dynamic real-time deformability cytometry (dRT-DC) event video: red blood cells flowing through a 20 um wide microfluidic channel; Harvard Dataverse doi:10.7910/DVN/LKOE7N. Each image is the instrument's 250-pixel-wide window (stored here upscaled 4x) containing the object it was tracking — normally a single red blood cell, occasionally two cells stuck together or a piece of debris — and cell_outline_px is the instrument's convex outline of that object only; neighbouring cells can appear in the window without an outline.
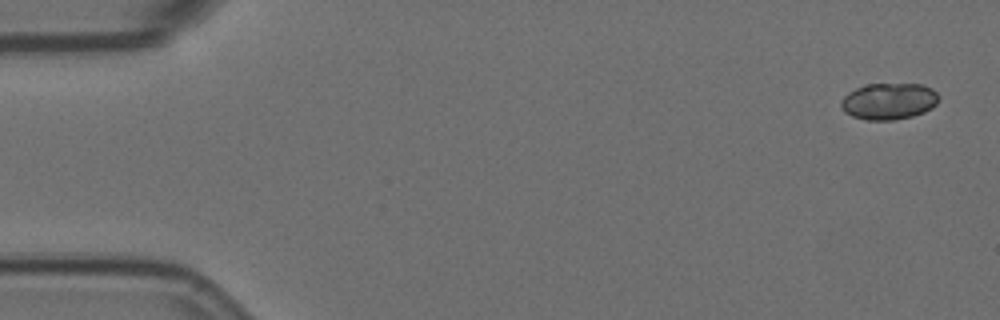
{"species": "Egyptian fruit bat (a non-hibernating species)", "species_latin": "Rousettus aegyptiacus", "temperature_condition": "room temperature", "stored_images_in_passage": 6, "segment_of_instrument_passage": [1, 2], "camera_frame_rate_fps": 3000, "um_per_image_px": 0.085, "animal": {"sex": "female"}, "frame": {"image": 1, "passage_image": 1, "time_ms": 0.0, "image_size_px": [1000, 320], "cell_outline_px": [[940, 96], [936, 104], [932, 108], [924, 112], [912, 116], [892, 120], [868, 120], [852, 116], [844, 112], [840, 108], [840, 100], [848, 92], [856, 88], [868, 84], [920, 84], [932, 88]], "centroid_in_image_um": [75.53, 8.6], "position_along_channel_um": 9.5, "area_um2": 20.92}}
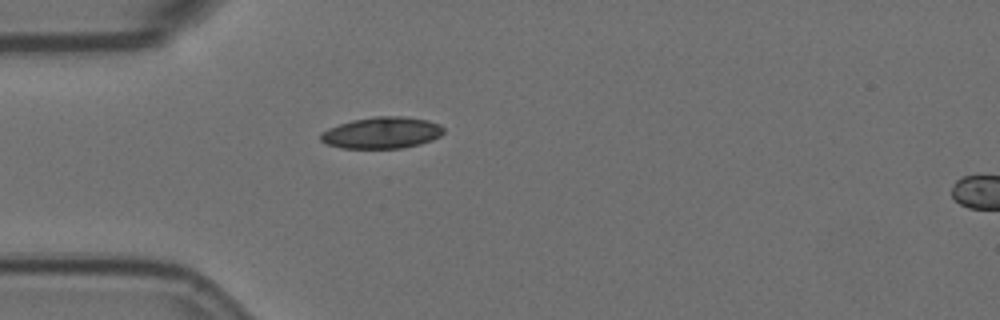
{"frame": {"image": 2, "passage_image": 5, "time_ms": 1.333, "image_size_px": [1000, 320], "cell_outline_px": [[444, 132], [440, 136], [432, 140], [420, 144], [404, 148], [340, 148], [328, 144], [320, 140], [320, 132], [328, 128], [352, 120], [376, 116], [400, 116], [428, 120], [440, 124], [444, 128]], "centroid_in_image_um": [32.46, 11.28], "position_along_channel_um": 52.5, "area_um2": 22.66}}